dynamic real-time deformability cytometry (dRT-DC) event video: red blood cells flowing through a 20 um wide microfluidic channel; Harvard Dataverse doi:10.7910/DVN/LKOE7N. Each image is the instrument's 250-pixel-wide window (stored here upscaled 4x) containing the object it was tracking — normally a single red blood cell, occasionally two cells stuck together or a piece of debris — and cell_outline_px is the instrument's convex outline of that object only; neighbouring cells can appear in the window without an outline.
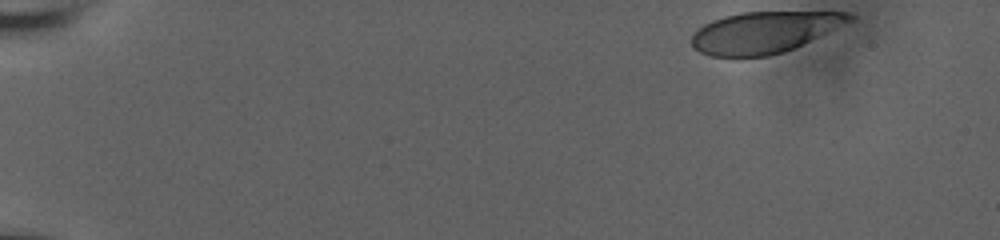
{"species": "human", "species_latin": "Homo sapiens", "temperature_condition": "room temperature", "stored_images_in_passage": 45, "camera_frame_rate_fps": 3000, "um_per_image_px": 0.085, "donor": {"sex": "male"}, "frame": {"image": 1, "passage_image": 1, "time_ms": 0.0, "image_size_px": [1000, 240], "cell_outline_px": [[856, 16], [852, 20], [784, 52], [768, 56], [712, 56], [700, 52], [692, 48], [692, 36], [704, 24], [712, 20], [724, 16], [740, 12], [848, 12]], "centroid_in_image_um": [64.92, 2.73], "position_along_channel_um": 20.1, "area_um2": 37.45}}
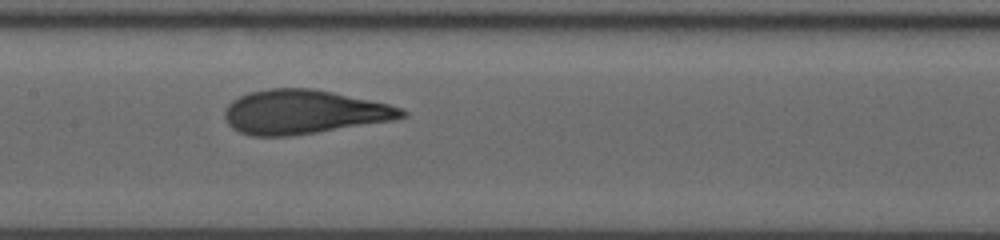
{"frame": {"image": 2, "passage_image": 26, "time_ms": 8.333, "image_size_px": [1000, 240], "cell_outline_px": [[408, 116], [392, 120], [316, 132], [288, 136], [252, 136], [240, 132], [232, 128], [224, 120], [224, 108], [232, 100], [248, 92], [268, 88], [312, 88], [332, 92], [388, 104], [400, 108], [408, 112]], "centroid_in_image_um": [25.76, 9.51], "position_along_channel_um": 181.6, "area_um2": 45.32}}
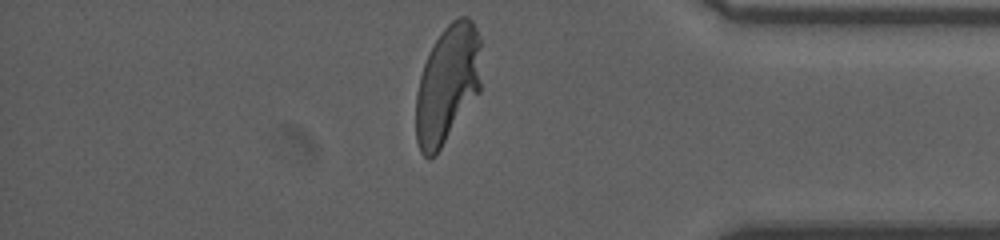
{"frame": {"image": 3, "passage_image": 45, "time_ms": 14.667, "image_size_px": [1000, 240], "cell_outline_px": [[480, 92], [440, 148], [428, 160], [420, 152], [416, 140], [416, 96], [420, 76], [428, 52], [440, 32], [452, 20], [460, 16], [468, 16], [472, 20], [476, 28], [480, 40]], "centroid_in_image_um": [38.03, 7.13], "position_along_channel_um": 397.2, "area_um2": 45.03}, "authors_computed_cell_mechanics": {"area_um2": 44.8528, "velocity_mm_per_s": 3.7246, "shape_relaxation_time_tau1_ms": 5.5234, "shape_relaxation_time_tau2_ms": null, "deformation_change_tau1": 0.2224, "deformation_change_tau2": null}}